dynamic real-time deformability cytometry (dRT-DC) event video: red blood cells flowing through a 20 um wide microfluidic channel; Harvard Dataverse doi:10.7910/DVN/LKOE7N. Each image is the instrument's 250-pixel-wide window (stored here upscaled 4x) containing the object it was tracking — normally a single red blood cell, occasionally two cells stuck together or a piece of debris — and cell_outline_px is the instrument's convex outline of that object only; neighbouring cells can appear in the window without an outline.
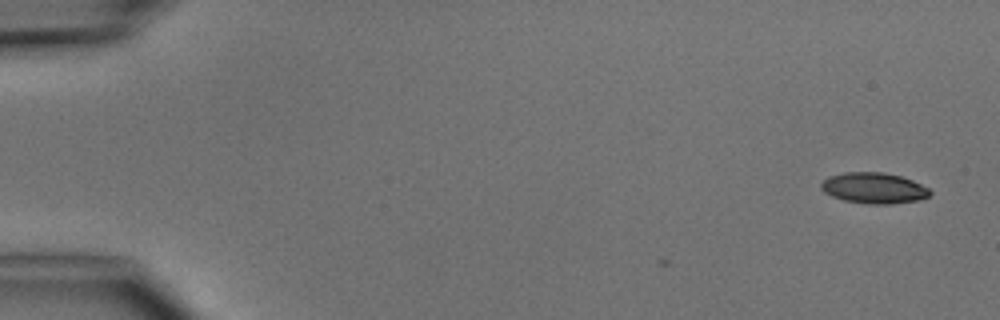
{"species": "common noctule bat (a hibernating species)", "species_latin": "Nyctalus noctula", "temperature_condition": "cold", "stored_images_in_passage": 2, "camera_frame_rate_fps": 3000, "um_per_image_px": 0.085, "animal": {"sex": "male", "body_mass_g": 15.6}, "frame": {"image": 1, "passage_image": 2, "time_ms": 1.0, "image_size_px": [1000, 320], "cell_outline_px": [[932, 192], [928, 196], [920, 200], [892, 204], [868, 204], [844, 200], [832, 196], [824, 192], [820, 188], [820, 184], [828, 176], [844, 172], [884, 172], [900, 176], [912, 180], [928, 188]], "centroid_in_image_um": [74.27, 15.98], "position_along_channel_um": 10.7, "area_um2": 19.65}}